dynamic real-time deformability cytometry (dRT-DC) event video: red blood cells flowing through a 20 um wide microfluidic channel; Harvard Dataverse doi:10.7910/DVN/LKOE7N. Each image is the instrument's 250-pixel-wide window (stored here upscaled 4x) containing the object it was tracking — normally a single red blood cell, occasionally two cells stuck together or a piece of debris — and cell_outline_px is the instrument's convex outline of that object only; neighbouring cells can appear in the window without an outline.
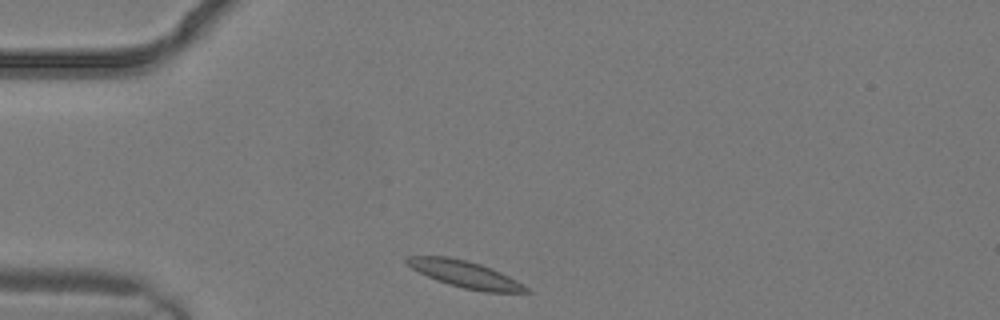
{"species": "common noctule bat (a hibernating species)", "species_latin": "Nyctalus noctula", "temperature_condition": "warm", "stored_images_in_passage": 1, "camera_frame_rate_fps": 3000, "um_per_image_px": 0.085, "animal": {"sex": "male", "body_mass_g": 19.2, "forearm_length_mm": 51.8}, "frame": {"image": 1, "passage_image": 1, "time_ms": 0.0, "image_size_px": [1000, 320], "cell_outline_px": [[532, 292], [484, 292], [464, 288], [448, 284], [436, 280], [412, 268], [404, 260], [404, 256], [448, 256], [480, 264], [492, 268], [524, 284]], "centroid_in_image_um": [39.53, 23.31], "position_along_channel_um": 45.5, "area_um2": 18.44}}